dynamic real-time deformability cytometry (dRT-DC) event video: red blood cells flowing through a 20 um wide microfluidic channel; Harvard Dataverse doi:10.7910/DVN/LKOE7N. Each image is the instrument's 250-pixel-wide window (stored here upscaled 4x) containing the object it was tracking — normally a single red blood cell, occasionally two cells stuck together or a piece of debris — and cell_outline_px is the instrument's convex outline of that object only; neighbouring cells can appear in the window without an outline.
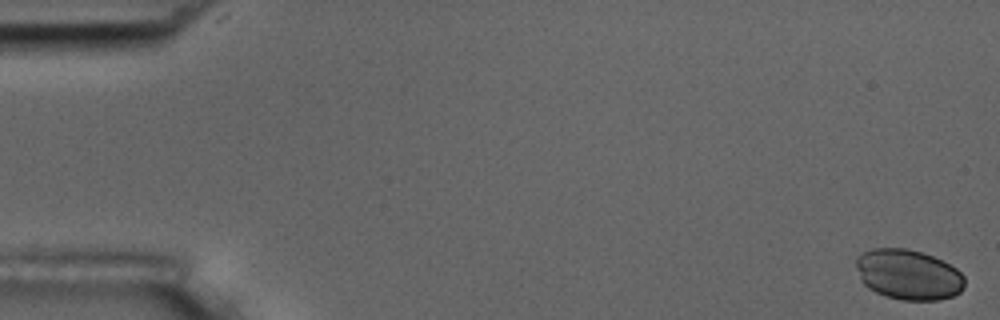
{"species": "common noctule bat (a hibernating species)", "species_latin": "Nyctalus noctula", "temperature_condition": "room temperature", "stored_images_in_passage": 7, "camera_frame_rate_fps": 3000, "um_per_image_px": 0.085, "animal": {"sex": "male", "body_mass_g": 17.5, "forearm_length_mm": 52.3}, "frame": {"image": 1, "passage_image": 1, "time_ms": 0.0, "image_size_px": [1000, 320], "cell_outline_px": [[964, 288], [960, 292], [952, 296], [936, 300], [900, 300], [884, 296], [868, 288], [860, 280], [856, 268], [856, 256], [872, 248], [908, 248], [924, 252], [956, 268], [964, 276]], "centroid_in_image_um": [77.18, 23.34], "position_along_channel_um": 7.8, "area_um2": 32.02}}
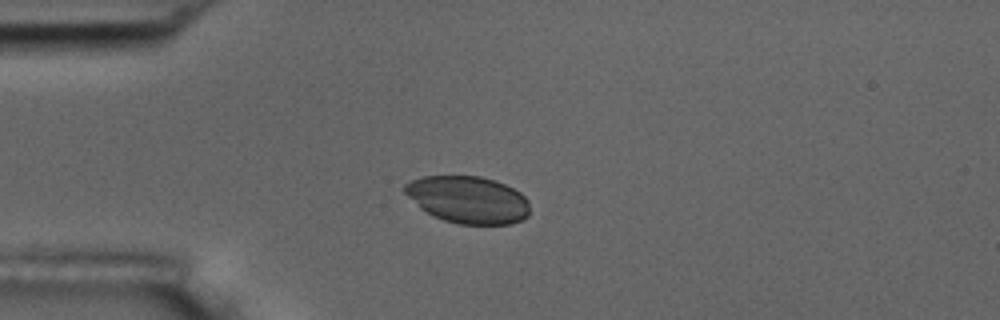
{"frame": {"image": 2, "passage_image": 5, "time_ms": 1.333, "image_size_px": [1000, 320], "cell_outline_px": [[528, 216], [524, 220], [512, 224], [460, 224], [444, 220], [432, 216], [420, 208], [404, 192], [404, 184], [412, 180], [424, 176], [480, 176], [496, 180], [520, 192], [528, 200]], "centroid_in_image_um": [39.79, 16.98], "position_along_channel_um": 45.2, "area_um2": 34.45}}